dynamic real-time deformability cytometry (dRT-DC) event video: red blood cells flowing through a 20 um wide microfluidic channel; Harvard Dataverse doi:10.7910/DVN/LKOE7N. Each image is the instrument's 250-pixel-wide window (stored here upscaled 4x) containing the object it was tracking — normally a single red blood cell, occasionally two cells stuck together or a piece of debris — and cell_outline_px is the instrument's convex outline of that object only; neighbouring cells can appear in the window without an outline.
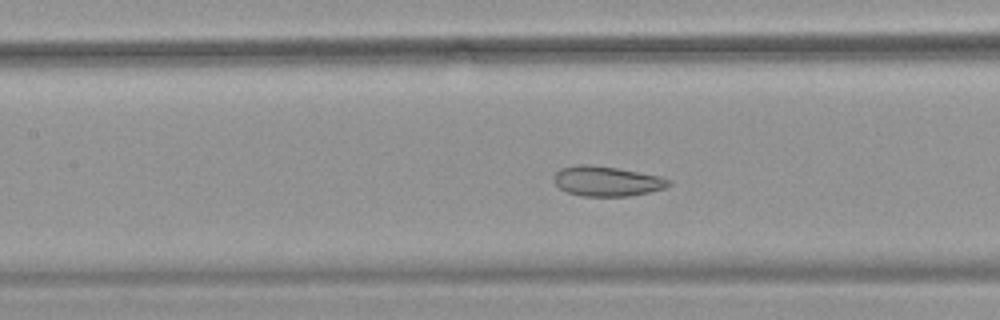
{"species": "common noctule bat (a hibernating species)", "species_latin": "Nyctalus noctula", "temperature_condition": "warm", "stored_images_in_passage": 52, "camera_frame_rate_fps": 3000, "um_per_image_px": 0.085, "animal": {"sex": "female", "body_mass_g": 18.4}, "frame": {"image": 1, "passage_image": 23, "time_ms": 7.333, "image_size_px": [1000, 320], "cell_outline_px": [[672, 184], [664, 188], [648, 192], [628, 196], [584, 196], [568, 192], [560, 188], [552, 180], [552, 176], [560, 168], [576, 164], [588, 164], [616, 168], [660, 176], [672, 180]], "centroid_in_image_um": [51.56, 15.39], "position_along_channel_um": 155.8, "area_um2": 20.06}}
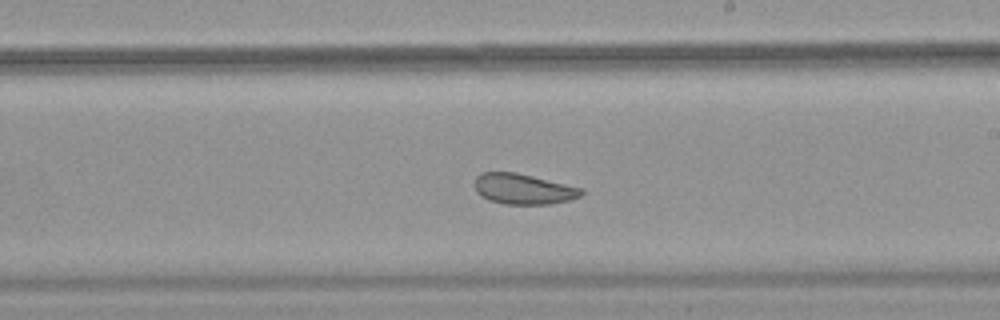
{"frame": {"image": 2, "passage_image": 30, "time_ms": 9.667, "image_size_px": [1000, 320], "cell_outline_px": [[584, 192], [580, 196], [568, 200], [548, 204], [504, 204], [488, 200], [480, 196], [476, 192], [476, 176], [480, 172], [516, 172], [584, 188]], "centroid_in_image_um": [44.48, 16.06], "position_along_channel_um": 244.5, "area_um2": 19.02}}
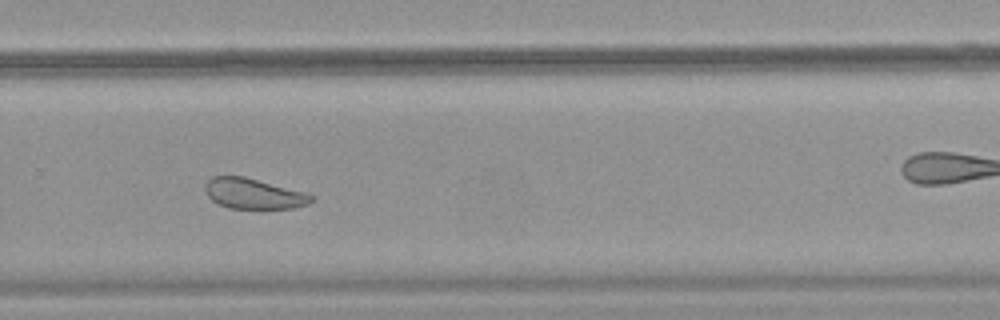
{"frame": {"image": 3, "passage_image": 35, "time_ms": 11.333, "image_size_px": [1000, 320], "cell_outline_px": [[316, 200], [308, 204], [292, 208], [228, 208], [212, 200], [208, 196], [204, 188], [204, 184], [212, 176], [244, 176], [304, 192], [316, 196]], "centroid_in_image_um": [21.57, 16.46], "position_along_channel_um": 308.2, "area_um2": 18.84}, "authors_computed_cell_mechanics": {"area_um2": 24.4494, "velocity_mm_per_s": 3.8231, "shape_relaxation_time_tau1_ms": null, "shape_relaxation_time_tau2_ms": 2.131, "deformation_change_tau1": null, "deformation_change_tau2": 0.0825}}